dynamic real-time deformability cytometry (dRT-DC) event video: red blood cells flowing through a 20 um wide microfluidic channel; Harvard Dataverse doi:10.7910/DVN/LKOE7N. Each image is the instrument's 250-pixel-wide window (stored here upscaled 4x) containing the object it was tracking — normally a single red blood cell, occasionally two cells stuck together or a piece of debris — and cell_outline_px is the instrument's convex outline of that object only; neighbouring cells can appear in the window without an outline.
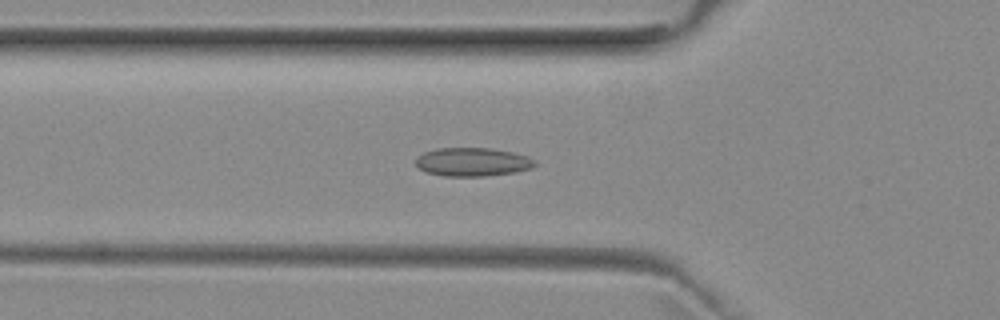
{"species": "common noctule bat (a hibernating species)", "species_latin": "Nyctalus noctula", "temperature_condition": "room temperature", "stored_images_in_passage": 26, "camera_frame_rate_fps": 3000, "um_per_image_px": 0.085, "animal": {"sex": "female", "body_mass_g": 29.2, "forearm_length_mm": 56.3}, "frame": {"image": 1, "passage_image": 4, "time_ms": 1.0, "image_size_px": [1000, 320], "cell_outline_px": [[536, 164], [532, 168], [516, 172], [484, 176], [444, 176], [424, 172], [416, 164], [416, 156], [424, 152], [436, 148], [492, 148], [512, 152], [528, 156], [536, 160]], "centroid_in_image_um": [40.17, 13.76], "position_along_channel_um": 85.6, "area_um2": 20.0}}
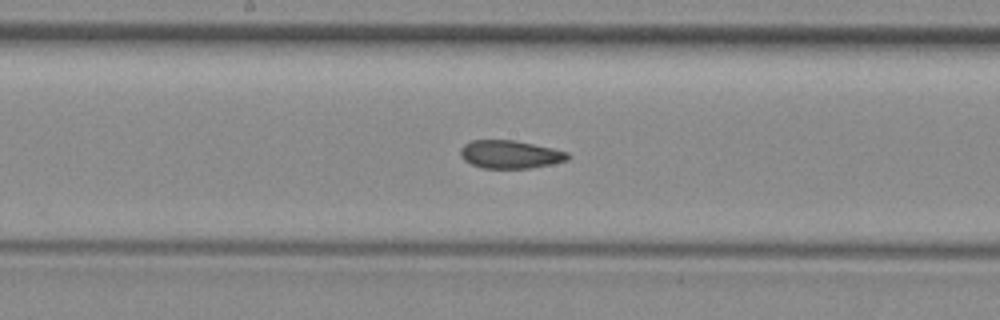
{"frame": {"image": 2, "passage_image": 13, "time_ms": 4.0, "image_size_px": [1000, 320], "cell_outline_px": [[572, 156], [568, 160], [552, 164], [532, 168], [484, 168], [472, 164], [464, 160], [460, 156], [460, 148], [464, 144], [472, 140], [512, 140], [552, 148], [568, 152]], "centroid_in_image_um": [43.37, 13.13], "position_along_channel_um": 204.8, "area_um2": 17.57}}
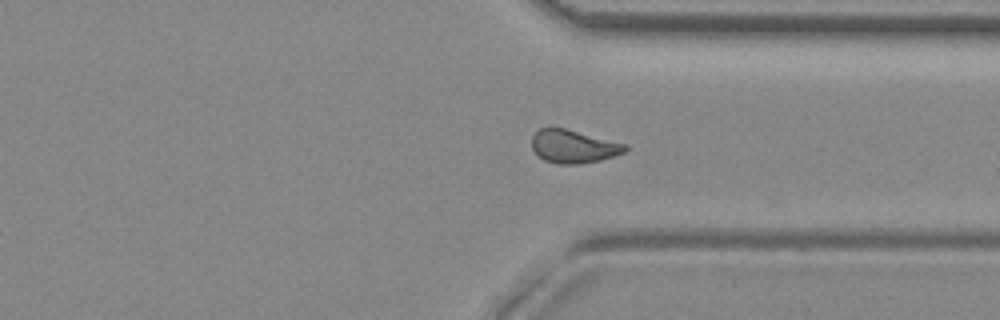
{"frame": {"image": 3, "passage_image": 25, "time_ms": 8.0, "image_size_px": [1000, 320], "cell_outline_px": [[628, 148], [624, 152], [600, 160], [580, 164], [556, 164], [544, 160], [532, 148], [532, 136], [540, 128], [564, 128], [628, 144]], "centroid_in_image_um": [48.76, 12.45], "position_along_channel_um": 362.6, "area_um2": 17.92}}